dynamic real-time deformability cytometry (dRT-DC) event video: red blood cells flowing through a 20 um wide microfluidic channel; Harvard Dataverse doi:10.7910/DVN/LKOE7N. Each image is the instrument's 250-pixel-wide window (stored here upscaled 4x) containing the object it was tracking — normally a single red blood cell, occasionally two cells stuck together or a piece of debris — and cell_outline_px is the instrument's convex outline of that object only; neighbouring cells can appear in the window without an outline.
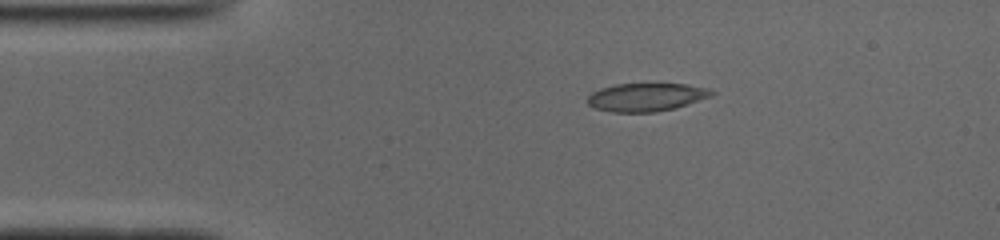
{"species": "common noctule bat (a hibernating species)", "species_latin": "Nyctalus noctula", "temperature_condition": "cold", "stored_images_in_passage": 42, "camera_frame_rate_fps": 3000, "um_per_image_px": 0.085, "animal": {"sex": "male", "body_mass_g": 19.0, "forearm_length_mm": 50.8}, "frame": {"image": 1, "passage_image": 1, "time_ms": 0.0, "image_size_px": [1000, 240], "cell_outline_px": [[716, 92], [712, 96], [676, 108], [656, 112], [612, 112], [596, 108], [588, 104], [588, 96], [592, 92], [600, 88], [616, 84], [688, 84], [708, 88]], "centroid_in_image_um": [54.96, 8.25], "position_along_channel_um": 30.0, "area_um2": 20.4}}
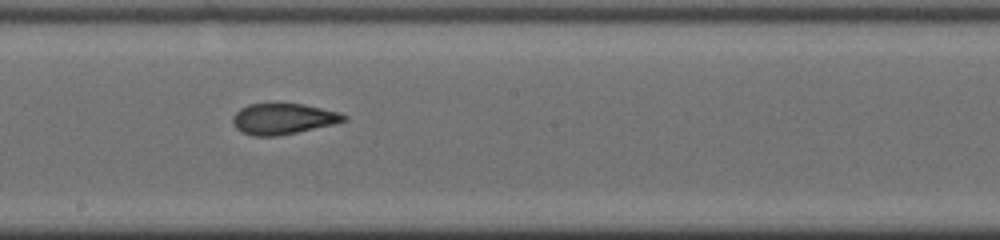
{"frame": {"image": 2, "passage_image": 19, "time_ms": 6.0, "image_size_px": [1000, 240], "cell_outline_px": [[348, 120], [332, 124], [296, 132], [276, 136], [252, 136], [240, 132], [236, 128], [232, 120], [232, 116], [240, 108], [248, 104], [276, 100], [304, 104], [340, 112], [348, 116]], "centroid_in_image_um": [24.03, 10.04], "position_along_channel_um": 224.2, "area_um2": 20.75}}
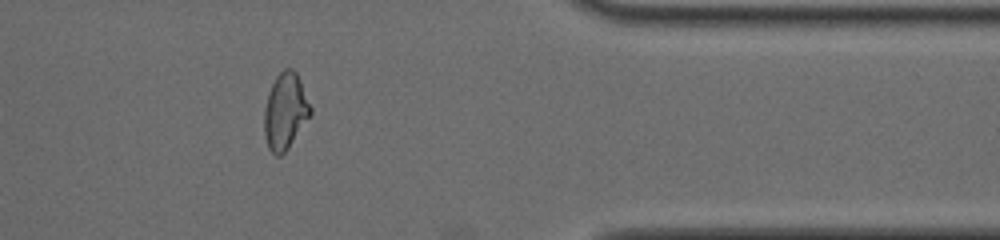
{"frame": {"image": 3, "passage_image": 33, "time_ms": 10.667, "image_size_px": [1000, 240], "cell_outline_px": [[312, 116], [288, 148], [280, 156], [276, 156], [268, 148], [264, 132], [264, 112], [268, 92], [276, 76], [284, 68], [292, 68], [296, 72], [300, 80], [312, 108]], "centroid_in_image_um": [24.27, 9.46], "position_along_channel_um": 387.1, "area_um2": 20.75}, "authors_computed_cell_mechanics": {"area_um2": 20.519, "velocity_mm_per_s": 3.9384, "shape_relaxation_time_tau1_ms": null, "shape_relaxation_time_tau2_ms": 1.567, "deformation_change_tau1": null, "deformation_change_tau2": 0.0766}}